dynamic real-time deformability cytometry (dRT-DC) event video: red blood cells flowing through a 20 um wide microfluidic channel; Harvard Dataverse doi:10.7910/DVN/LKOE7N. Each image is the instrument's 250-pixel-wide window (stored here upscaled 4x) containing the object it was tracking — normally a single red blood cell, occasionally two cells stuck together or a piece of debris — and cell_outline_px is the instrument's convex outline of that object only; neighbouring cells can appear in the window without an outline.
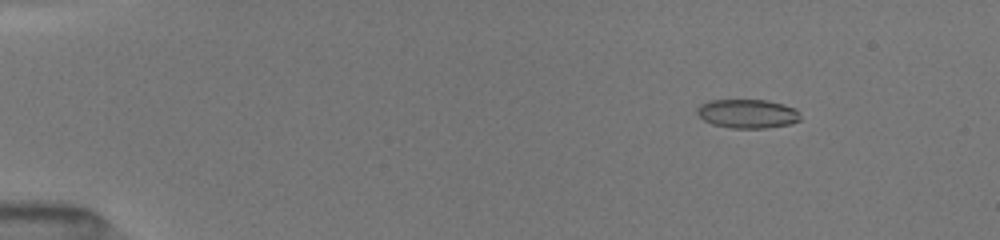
{"species": "common noctule bat (a hibernating species)", "species_latin": "Nyctalus noctula", "temperature_condition": "room temperature", "stored_images_in_passage": 51, "camera_frame_rate_fps": 3000, "um_per_image_px": 0.085, "animal": {"sex": "female", "body_mass_g": 19.5, "forearm_length_mm": 54.1}, "frame": {"image": 1, "passage_image": 7, "time_ms": 2.0, "image_size_px": [1000, 240], "cell_outline_px": [[800, 120], [788, 124], [768, 128], [732, 128], [712, 124], [704, 120], [696, 112], [696, 108], [700, 104], [708, 100], [768, 100], [784, 104], [796, 108], [800, 112]], "centroid_in_image_um": [63.54, 9.65], "position_along_channel_um": 21.5, "area_um2": 17.57}}
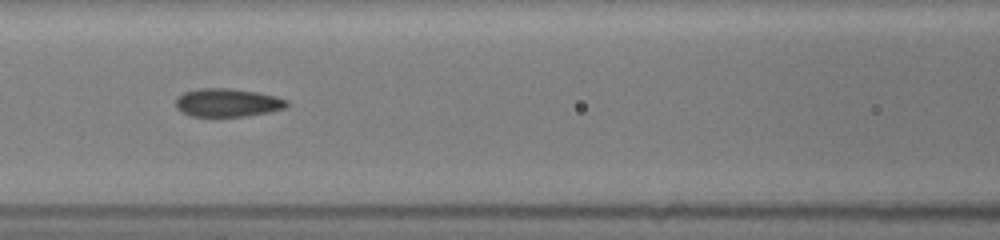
{"frame": {"image": 2, "passage_image": 24, "time_ms": 7.667, "image_size_px": [1000, 240], "cell_outline_px": [[288, 104], [284, 108], [268, 112], [248, 116], [188, 116], [180, 112], [176, 108], [176, 96], [184, 92], [200, 88], [228, 88], [256, 92], [276, 96], [288, 100]], "centroid_in_image_um": [19.29, 8.72], "position_along_channel_um": 147.3, "area_um2": 18.38}}
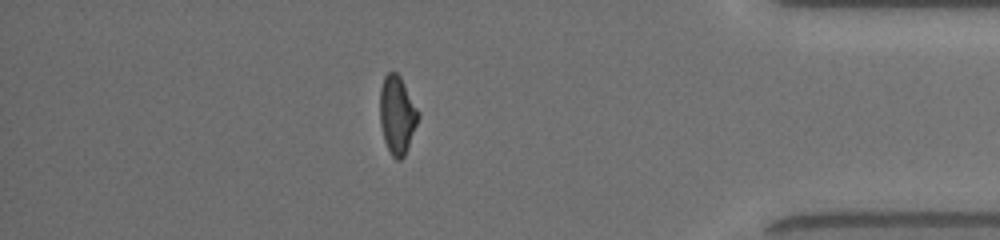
{"frame": {"image": 3, "passage_image": 45, "time_ms": 14.667, "image_size_px": [1000, 240], "cell_outline_px": [[420, 116], [404, 156], [400, 160], [396, 160], [392, 156], [384, 140], [380, 124], [380, 88], [384, 76], [388, 72], [396, 72], [400, 76], [420, 112]], "centroid_in_image_um": [33.76, 9.75], "position_along_channel_um": 401.4, "area_um2": 17.46}, "authors_computed_cell_mechanics": {"area_um2": 17.9758, "velocity_mm_per_s": 4.0824, "shape_relaxation_time_tau1_ms": 4.4462, "shape_relaxation_time_tau2_ms": 1.3607, "deformation_change_tau1": 0.1592, "deformation_change_tau2": 0.0728}}